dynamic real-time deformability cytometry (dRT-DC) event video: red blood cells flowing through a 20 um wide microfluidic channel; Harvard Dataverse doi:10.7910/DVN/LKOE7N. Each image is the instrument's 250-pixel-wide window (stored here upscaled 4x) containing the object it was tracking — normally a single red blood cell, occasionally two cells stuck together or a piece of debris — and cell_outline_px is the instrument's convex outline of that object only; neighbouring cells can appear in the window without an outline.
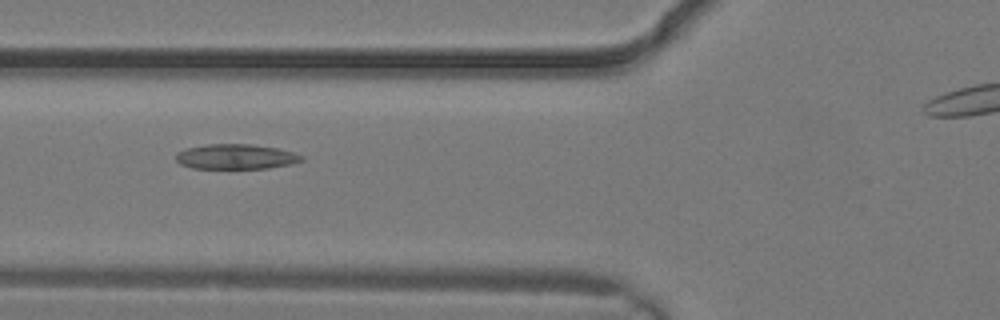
{"species": "common noctule bat (a hibernating species)", "species_latin": "Nyctalus noctula", "temperature_condition": "warm", "stored_images_in_passage": 7, "camera_frame_rate_fps": 3000, "um_per_image_px": 0.085, "animal": {"sex": "male", "body_mass_g": 19.2, "forearm_length_mm": 51.8}, "frame": {"image": 1, "passage_image": 5, "time_ms": 1.333, "image_size_px": [1000, 320], "cell_outline_px": [[304, 160], [292, 164], [268, 168], [192, 168], [180, 164], [176, 160], [176, 152], [188, 148], [208, 144], [252, 144], [276, 148], [292, 152], [304, 156]], "centroid_in_image_um": [20.06, 13.32], "position_along_channel_um": 105.7, "area_um2": 18.26}}
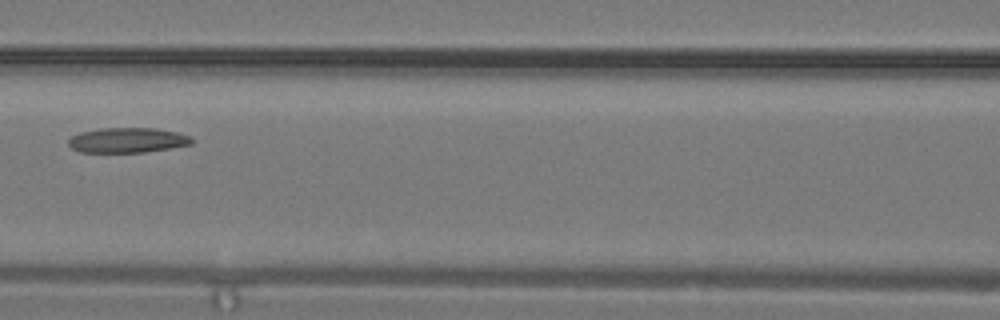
{"frame": {"image": 2, "passage_image": 6, "time_ms": 1.667, "image_size_px": [1000, 320], "cell_outline_px": [[192, 144], [172, 148], [144, 152], [80, 152], [72, 148], [68, 144], [68, 140], [72, 136], [80, 132], [100, 128], [156, 128], [176, 132], [192, 136]], "centroid_in_image_um": [10.85, 11.91], "position_along_channel_um": 155.8, "area_um2": 18.03}}